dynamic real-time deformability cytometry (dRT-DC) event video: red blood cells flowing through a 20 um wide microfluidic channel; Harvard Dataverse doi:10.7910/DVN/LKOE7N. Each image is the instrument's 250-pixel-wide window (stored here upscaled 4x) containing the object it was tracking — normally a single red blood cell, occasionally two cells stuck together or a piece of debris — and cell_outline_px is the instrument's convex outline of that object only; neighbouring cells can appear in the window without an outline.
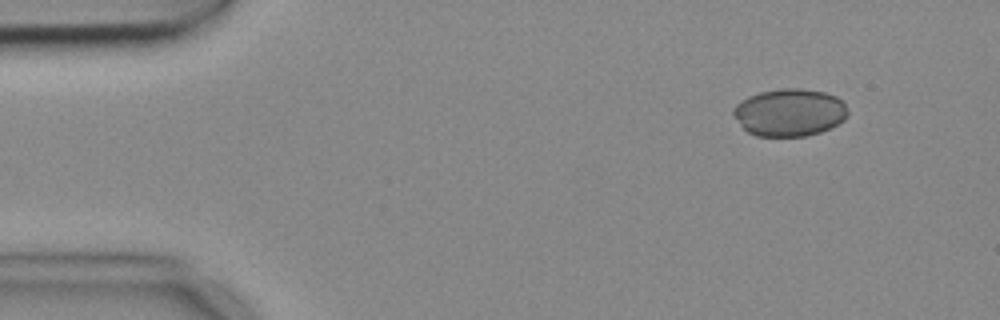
{"species": "common noctule bat (a hibernating species)", "species_latin": "Nyctalus noctula", "temperature_condition": "cold", "stored_images_in_passage": 5, "segment_of_instrument_passage": [1, 2], "camera_frame_rate_fps": 3000, "um_per_image_px": 0.085, "animal": {"sex": "female", "body_mass_g": 18.4}, "frame": {"image": 1, "passage_image": 1, "time_ms": 0.0, "image_size_px": [1000, 320], "cell_outline_px": [[848, 116], [844, 120], [820, 132], [808, 136], [756, 136], [748, 132], [740, 124], [732, 112], [732, 108], [740, 100], [748, 96], [760, 92], [780, 88], [800, 88], [824, 92], [836, 96], [844, 104], [848, 112]], "centroid_in_image_um": [67.09, 9.55], "position_along_channel_um": 17.9, "area_um2": 31.73}}